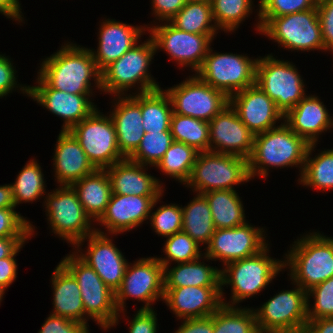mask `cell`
Masks as SVG:
<instances>
[{
  "mask_svg": "<svg viewBox=\"0 0 333 333\" xmlns=\"http://www.w3.org/2000/svg\"><path fill=\"white\" fill-rule=\"evenodd\" d=\"M141 113L144 132H170L172 102L163 89L141 93Z\"/></svg>",
  "mask_w": 333,
  "mask_h": 333,
  "instance_id": "cell-34",
  "label": "cell"
},
{
  "mask_svg": "<svg viewBox=\"0 0 333 333\" xmlns=\"http://www.w3.org/2000/svg\"><path fill=\"white\" fill-rule=\"evenodd\" d=\"M56 143L53 165L59 185L71 186L96 170L70 131L61 130Z\"/></svg>",
  "mask_w": 333,
  "mask_h": 333,
  "instance_id": "cell-26",
  "label": "cell"
},
{
  "mask_svg": "<svg viewBox=\"0 0 333 333\" xmlns=\"http://www.w3.org/2000/svg\"><path fill=\"white\" fill-rule=\"evenodd\" d=\"M256 84L283 115L306 96L305 84L296 66L287 60H278L272 54L258 58Z\"/></svg>",
  "mask_w": 333,
  "mask_h": 333,
  "instance_id": "cell-11",
  "label": "cell"
},
{
  "mask_svg": "<svg viewBox=\"0 0 333 333\" xmlns=\"http://www.w3.org/2000/svg\"><path fill=\"white\" fill-rule=\"evenodd\" d=\"M182 232L188 234L199 245L209 244L215 226L204 194L197 193L187 206L182 207Z\"/></svg>",
  "mask_w": 333,
  "mask_h": 333,
  "instance_id": "cell-32",
  "label": "cell"
},
{
  "mask_svg": "<svg viewBox=\"0 0 333 333\" xmlns=\"http://www.w3.org/2000/svg\"><path fill=\"white\" fill-rule=\"evenodd\" d=\"M213 329V333H259L254 309L238 306L222 305L214 312Z\"/></svg>",
  "mask_w": 333,
  "mask_h": 333,
  "instance_id": "cell-39",
  "label": "cell"
},
{
  "mask_svg": "<svg viewBox=\"0 0 333 333\" xmlns=\"http://www.w3.org/2000/svg\"><path fill=\"white\" fill-rule=\"evenodd\" d=\"M317 12L325 51L333 52V0H318Z\"/></svg>",
  "mask_w": 333,
  "mask_h": 333,
  "instance_id": "cell-49",
  "label": "cell"
},
{
  "mask_svg": "<svg viewBox=\"0 0 333 333\" xmlns=\"http://www.w3.org/2000/svg\"><path fill=\"white\" fill-rule=\"evenodd\" d=\"M256 27L260 34L286 49L325 51L317 9L279 17H259Z\"/></svg>",
  "mask_w": 333,
  "mask_h": 333,
  "instance_id": "cell-6",
  "label": "cell"
},
{
  "mask_svg": "<svg viewBox=\"0 0 333 333\" xmlns=\"http://www.w3.org/2000/svg\"><path fill=\"white\" fill-rule=\"evenodd\" d=\"M31 237L0 238V259L9 257L22 243Z\"/></svg>",
  "mask_w": 333,
  "mask_h": 333,
  "instance_id": "cell-56",
  "label": "cell"
},
{
  "mask_svg": "<svg viewBox=\"0 0 333 333\" xmlns=\"http://www.w3.org/2000/svg\"><path fill=\"white\" fill-rule=\"evenodd\" d=\"M38 76L50 87L71 94H93L91 80L101 88V71L90 48L70 42L44 59Z\"/></svg>",
  "mask_w": 333,
  "mask_h": 333,
  "instance_id": "cell-1",
  "label": "cell"
},
{
  "mask_svg": "<svg viewBox=\"0 0 333 333\" xmlns=\"http://www.w3.org/2000/svg\"><path fill=\"white\" fill-rule=\"evenodd\" d=\"M100 26L97 51L90 49L100 71L132 49L148 29L147 25L134 26L114 19L104 20Z\"/></svg>",
  "mask_w": 333,
  "mask_h": 333,
  "instance_id": "cell-24",
  "label": "cell"
},
{
  "mask_svg": "<svg viewBox=\"0 0 333 333\" xmlns=\"http://www.w3.org/2000/svg\"><path fill=\"white\" fill-rule=\"evenodd\" d=\"M193 261L177 263L176 266L164 267V289L188 286L221 287V269Z\"/></svg>",
  "mask_w": 333,
  "mask_h": 333,
  "instance_id": "cell-31",
  "label": "cell"
},
{
  "mask_svg": "<svg viewBox=\"0 0 333 333\" xmlns=\"http://www.w3.org/2000/svg\"><path fill=\"white\" fill-rule=\"evenodd\" d=\"M284 270L283 260L269 257L267 245L258 254L233 261L221 269V298L225 306L235 307L246 298L263 291L280 271ZM231 285V301L224 300L223 287ZM223 286V287H222ZM225 301V302H224ZM232 304H231V303Z\"/></svg>",
  "mask_w": 333,
  "mask_h": 333,
  "instance_id": "cell-4",
  "label": "cell"
},
{
  "mask_svg": "<svg viewBox=\"0 0 333 333\" xmlns=\"http://www.w3.org/2000/svg\"><path fill=\"white\" fill-rule=\"evenodd\" d=\"M60 263L74 276L80 287L85 316L94 319L105 331L118 324L120 313L115 305V292L104 284L95 270L75 251L67 254Z\"/></svg>",
  "mask_w": 333,
  "mask_h": 333,
  "instance_id": "cell-7",
  "label": "cell"
},
{
  "mask_svg": "<svg viewBox=\"0 0 333 333\" xmlns=\"http://www.w3.org/2000/svg\"><path fill=\"white\" fill-rule=\"evenodd\" d=\"M310 144L292 131L284 122L266 132L256 134L253 150L248 158L250 177H267L268 167L300 168L302 175Z\"/></svg>",
  "mask_w": 333,
  "mask_h": 333,
  "instance_id": "cell-2",
  "label": "cell"
},
{
  "mask_svg": "<svg viewBox=\"0 0 333 333\" xmlns=\"http://www.w3.org/2000/svg\"><path fill=\"white\" fill-rule=\"evenodd\" d=\"M331 128H333V117H331Z\"/></svg>",
  "mask_w": 333,
  "mask_h": 333,
  "instance_id": "cell-61",
  "label": "cell"
},
{
  "mask_svg": "<svg viewBox=\"0 0 333 333\" xmlns=\"http://www.w3.org/2000/svg\"><path fill=\"white\" fill-rule=\"evenodd\" d=\"M173 141L171 132H146L128 159L142 165L156 166Z\"/></svg>",
  "mask_w": 333,
  "mask_h": 333,
  "instance_id": "cell-42",
  "label": "cell"
},
{
  "mask_svg": "<svg viewBox=\"0 0 333 333\" xmlns=\"http://www.w3.org/2000/svg\"><path fill=\"white\" fill-rule=\"evenodd\" d=\"M4 293H5V289L0 286V303L3 299Z\"/></svg>",
  "mask_w": 333,
  "mask_h": 333,
  "instance_id": "cell-59",
  "label": "cell"
},
{
  "mask_svg": "<svg viewBox=\"0 0 333 333\" xmlns=\"http://www.w3.org/2000/svg\"><path fill=\"white\" fill-rule=\"evenodd\" d=\"M86 240L88 248L86 253H82L79 247ZM73 247L80 249L79 253L75 251L79 254L78 256L95 270L105 285L116 292L121 285L128 262L109 235L95 228L91 235L80 240Z\"/></svg>",
  "mask_w": 333,
  "mask_h": 333,
  "instance_id": "cell-18",
  "label": "cell"
},
{
  "mask_svg": "<svg viewBox=\"0 0 333 333\" xmlns=\"http://www.w3.org/2000/svg\"><path fill=\"white\" fill-rule=\"evenodd\" d=\"M229 104L254 135L275 128L277 120L284 119L276 103L257 84L231 95Z\"/></svg>",
  "mask_w": 333,
  "mask_h": 333,
  "instance_id": "cell-21",
  "label": "cell"
},
{
  "mask_svg": "<svg viewBox=\"0 0 333 333\" xmlns=\"http://www.w3.org/2000/svg\"><path fill=\"white\" fill-rule=\"evenodd\" d=\"M51 279L54 297L51 314L87 325L80 287L74 276L59 262Z\"/></svg>",
  "mask_w": 333,
  "mask_h": 333,
  "instance_id": "cell-29",
  "label": "cell"
},
{
  "mask_svg": "<svg viewBox=\"0 0 333 333\" xmlns=\"http://www.w3.org/2000/svg\"><path fill=\"white\" fill-rule=\"evenodd\" d=\"M19 0H0V13L15 21H23Z\"/></svg>",
  "mask_w": 333,
  "mask_h": 333,
  "instance_id": "cell-57",
  "label": "cell"
},
{
  "mask_svg": "<svg viewBox=\"0 0 333 333\" xmlns=\"http://www.w3.org/2000/svg\"><path fill=\"white\" fill-rule=\"evenodd\" d=\"M254 137L230 104L209 122L210 152L234 154L248 159L253 150Z\"/></svg>",
  "mask_w": 333,
  "mask_h": 333,
  "instance_id": "cell-20",
  "label": "cell"
},
{
  "mask_svg": "<svg viewBox=\"0 0 333 333\" xmlns=\"http://www.w3.org/2000/svg\"><path fill=\"white\" fill-rule=\"evenodd\" d=\"M69 131L96 169L111 167L125 159L119 151L112 118L102 114L98 108Z\"/></svg>",
  "mask_w": 333,
  "mask_h": 333,
  "instance_id": "cell-13",
  "label": "cell"
},
{
  "mask_svg": "<svg viewBox=\"0 0 333 333\" xmlns=\"http://www.w3.org/2000/svg\"><path fill=\"white\" fill-rule=\"evenodd\" d=\"M114 100L116 101L114 109L109 115L115 126L119 151L128 158L137 149L145 134L142 124L141 93L118 95L117 100L115 98Z\"/></svg>",
  "mask_w": 333,
  "mask_h": 333,
  "instance_id": "cell-25",
  "label": "cell"
},
{
  "mask_svg": "<svg viewBox=\"0 0 333 333\" xmlns=\"http://www.w3.org/2000/svg\"><path fill=\"white\" fill-rule=\"evenodd\" d=\"M213 314L203 318L183 319L175 333H213Z\"/></svg>",
  "mask_w": 333,
  "mask_h": 333,
  "instance_id": "cell-54",
  "label": "cell"
},
{
  "mask_svg": "<svg viewBox=\"0 0 333 333\" xmlns=\"http://www.w3.org/2000/svg\"><path fill=\"white\" fill-rule=\"evenodd\" d=\"M37 77L38 85L32 87L20 85L19 88L23 94H27L53 114L62 117L64 119L62 130L69 131L96 109V105L89 99L92 94L59 91L50 88L39 76Z\"/></svg>",
  "mask_w": 333,
  "mask_h": 333,
  "instance_id": "cell-19",
  "label": "cell"
},
{
  "mask_svg": "<svg viewBox=\"0 0 333 333\" xmlns=\"http://www.w3.org/2000/svg\"><path fill=\"white\" fill-rule=\"evenodd\" d=\"M71 186L76 191L85 213L93 222L97 221L104 213L112 195L106 170L96 169Z\"/></svg>",
  "mask_w": 333,
  "mask_h": 333,
  "instance_id": "cell-30",
  "label": "cell"
},
{
  "mask_svg": "<svg viewBox=\"0 0 333 333\" xmlns=\"http://www.w3.org/2000/svg\"><path fill=\"white\" fill-rule=\"evenodd\" d=\"M163 297L164 267L157 257L139 258L134 264H127L121 285L115 292V305L119 313L125 310L127 298L144 302L140 309H153V302L159 298L163 300Z\"/></svg>",
  "mask_w": 333,
  "mask_h": 333,
  "instance_id": "cell-14",
  "label": "cell"
},
{
  "mask_svg": "<svg viewBox=\"0 0 333 333\" xmlns=\"http://www.w3.org/2000/svg\"><path fill=\"white\" fill-rule=\"evenodd\" d=\"M218 29L233 32L252 13V0H210Z\"/></svg>",
  "mask_w": 333,
  "mask_h": 333,
  "instance_id": "cell-41",
  "label": "cell"
},
{
  "mask_svg": "<svg viewBox=\"0 0 333 333\" xmlns=\"http://www.w3.org/2000/svg\"><path fill=\"white\" fill-rule=\"evenodd\" d=\"M318 0H260L259 17H279L310 9H317Z\"/></svg>",
  "mask_w": 333,
  "mask_h": 333,
  "instance_id": "cell-46",
  "label": "cell"
},
{
  "mask_svg": "<svg viewBox=\"0 0 333 333\" xmlns=\"http://www.w3.org/2000/svg\"><path fill=\"white\" fill-rule=\"evenodd\" d=\"M169 22L181 31L194 34H217L219 30L213 18L210 1L186 2Z\"/></svg>",
  "mask_w": 333,
  "mask_h": 333,
  "instance_id": "cell-35",
  "label": "cell"
},
{
  "mask_svg": "<svg viewBox=\"0 0 333 333\" xmlns=\"http://www.w3.org/2000/svg\"><path fill=\"white\" fill-rule=\"evenodd\" d=\"M11 59L0 54V98L12 93L14 88H18L19 84L16 81V70Z\"/></svg>",
  "mask_w": 333,
  "mask_h": 333,
  "instance_id": "cell-51",
  "label": "cell"
},
{
  "mask_svg": "<svg viewBox=\"0 0 333 333\" xmlns=\"http://www.w3.org/2000/svg\"><path fill=\"white\" fill-rule=\"evenodd\" d=\"M15 207L22 202H32L46 194V184L41 166L35 159L28 163L19 172L15 183L11 184Z\"/></svg>",
  "mask_w": 333,
  "mask_h": 333,
  "instance_id": "cell-40",
  "label": "cell"
},
{
  "mask_svg": "<svg viewBox=\"0 0 333 333\" xmlns=\"http://www.w3.org/2000/svg\"><path fill=\"white\" fill-rule=\"evenodd\" d=\"M166 238L167 240L163 247V252L166 256L163 259L157 257V260L163 267H170L169 264L172 261H176V264L204 258V254H202L199 248L201 245L194 241L188 234L181 231Z\"/></svg>",
  "mask_w": 333,
  "mask_h": 333,
  "instance_id": "cell-43",
  "label": "cell"
},
{
  "mask_svg": "<svg viewBox=\"0 0 333 333\" xmlns=\"http://www.w3.org/2000/svg\"><path fill=\"white\" fill-rule=\"evenodd\" d=\"M294 285L254 309L259 333H303L308 321L307 291Z\"/></svg>",
  "mask_w": 333,
  "mask_h": 333,
  "instance_id": "cell-9",
  "label": "cell"
},
{
  "mask_svg": "<svg viewBox=\"0 0 333 333\" xmlns=\"http://www.w3.org/2000/svg\"><path fill=\"white\" fill-rule=\"evenodd\" d=\"M150 224L158 236L169 237L182 231V206L166 204L150 213Z\"/></svg>",
  "mask_w": 333,
  "mask_h": 333,
  "instance_id": "cell-44",
  "label": "cell"
},
{
  "mask_svg": "<svg viewBox=\"0 0 333 333\" xmlns=\"http://www.w3.org/2000/svg\"><path fill=\"white\" fill-rule=\"evenodd\" d=\"M35 227L15 208H0V238L31 237Z\"/></svg>",
  "mask_w": 333,
  "mask_h": 333,
  "instance_id": "cell-47",
  "label": "cell"
},
{
  "mask_svg": "<svg viewBox=\"0 0 333 333\" xmlns=\"http://www.w3.org/2000/svg\"><path fill=\"white\" fill-rule=\"evenodd\" d=\"M186 0H152V11L160 22H169L186 4Z\"/></svg>",
  "mask_w": 333,
  "mask_h": 333,
  "instance_id": "cell-52",
  "label": "cell"
},
{
  "mask_svg": "<svg viewBox=\"0 0 333 333\" xmlns=\"http://www.w3.org/2000/svg\"><path fill=\"white\" fill-rule=\"evenodd\" d=\"M309 234L294 241L283 260L292 283L305 291L333 277V238L319 232Z\"/></svg>",
  "mask_w": 333,
  "mask_h": 333,
  "instance_id": "cell-3",
  "label": "cell"
},
{
  "mask_svg": "<svg viewBox=\"0 0 333 333\" xmlns=\"http://www.w3.org/2000/svg\"><path fill=\"white\" fill-rule=\"evenodd\" d=\"M170 132L174 141L185 143L198 152L209 151V122L172 113Z\"/></svg>",
  "mask_w": 333,
  "mask_h": 333,
  "instance_id": "cell-38",
  "label": "cell"
},
{
  "mask_svg": "<svg viewBox=\"0 0 333 333\" xmlns=\"http://www.w3.org/2000/svg\"><path fill=\"white\" fill-rule=\"evenodd\" d=\"M251 180L248 159L234 154L199 152L187 186L204 194L212 190H234Z\"/></svg>",
  "mask_w": 333,
  "mask_h": 333,
  "instance_id": "cell-8",
  "label": "cell"
},
{
  "mask_svg": "<svg viewBox=\"0 0 333 333\" xmlns=\"http://www.w3.org/2000/svg\"><path fill=\"white\" fill-rule=\"evenodd\" d=\"M303 333H333V318L308 320Z\"/></svg>",
  "mask_w": 333,
  "mask_h": 333,
  "instance_id": "cell-55",
  "label": "cell"
},
{
  "mask_svg": "<svg viewBox=\"0 0 333 333\" xmlns=\"http://www.w3.org/2000/svg\"><path fill=\"white\" fill-rule=\"evenodd\" d=\"M317 144H310L302 175L298 179L303 186L327 191L333 189V148L310 157Z\"/></svg>",
  "mask_w": 333,
  "mask_h": 333,
  "instance_id": "cell-36",
  "label": "cell"
},
{
  "mask_svg": "<svg viewBox=\"0 0 333 333\" xmlns=\"http://www.w3.org/2000/svg\"><path fill=\"white\" fill-rule=\"evenodd\" d=\"M89 325L68 318L50 314L38 333H87Z\"/></svg>",
  "mask_w": 333,
  "mask_h": 333,
  "instance_id": "cell-48",
  "label": "cell"
},
{
  "mask_svg": "<svg viewBox=\"0 0 333 333\" xmlns=\"http://www.w3.org/2000/svg\"><path fill=\"white\" fill-rule=\"evenodd\" d=\"M257 59L244 54L213 53L209 48L196 75L228 97L256 84Z\"/></svg>",
  "mask_w": 333,
  "mask_h": 333,
  "instance_id": "cell-10",
  "label": "cell"
},
{
  "mask_svg": "<svg viewBox=\"0 0 333 333\" xmlns=\"http://www.w3.org/2000/svg\"><path fill=\"white\" fill-rule=\"evenodd\" d=\"M173 113L210 122L229 105V97L201 80L196 74L165 90Z\"/></svg>",
  "mask_w": 333,
  "mask_h": 333,
  "instance_id": "cell-15",
  "label": "cell"
},
{
  "mask_svg": "<svg viewBox=\"0 0 333 333\" xmlns=\"http://www.w3.org/2000/svg\"><path fill=\"white\" fill-rule=\"evenodd\" d=\"M52 192L46 195L44 202L48 223L54 234L75 246L95 231L91 227L92 220L85 213L72 186L59 185Z\"/></svg>",
  "mask_w": 333,
  "mask_h": 333,
  "instance_id": "cell-12",
  "label": "cell"
},
{
  "mask_svg": "<svg viewBox=\"0 0 333 333\" xmlns=\"http://www.w3.org/2000/svg\"><path fill=\"white\" fill-rule=\"evenodd\" d=\"M198 154L199 152L195 148L182 142L173 141L155 167L186 185Z\"/></svg>",
  "mask_w": 333,
  "mask_h": 333,
  "instance_id": "cell-37",
  "label": "cell"
},
{
  "mask_svg": "<svg viewBox=\"0 0 333 333\" xmlns=\"http://www.w3.org/2000/svg\"><path fill=\"white\" fill-rule=\"evenodd\" d=\"M0 208H16L11 184L0 185Z\"/></svg>",
  "mask_w": 333,
  "mask_h": 333,
  "instance_id": "cell-58",
  "label": "cell"
},
{
  "mask_svg": "<svg viewBox=\"0 0 333 333\" xmlns=\"http://www.w3.org/2000/svg\"><path fill=\"white\" fill-rule=\"evenodd\" d=\"M316 95L305 96L284 115V123L309 144H316L322 132L331 128V116Z\"/></svg>",
  "mask_w": 333,
  "mask_h": 333,
  "instance_id": "cell-27",
  "label": "cell"
},
{
  "mask_svg": "<svg viewBox=\"0 0 333 333\" xmlns=\"http://www.w3.org/2000/svg\"><path fill=\"white\" fill-rule=\"evenodd\" d=\"M22 243L9 257L0 259V286L5 290L15 281L17 277V263L15 256L23 247Z\"/></svg>",
  "mask_w": 333,
  "mask_h": 333,
  "instance_id": "cell-53",
  "label": "cell"
},
{
  "mask_svg": "<svg viewBox=\"0 0 333 333\" xmlns=\"http://www.w3.org/2000/svg\"><path fill=\"white\" fill-rule=\"evenodd\" d=\"M187 2H194V1H210V0H186Z\"/></svg>",
  "mask_w": 333,
  "mask_h": 333,
  "instance_id": "cell-60",
  "label": "cell"
},
{
  "mask_svg": "<svg viewBox=\"0 0 333 333\" xmlns=\"http://www.w3.org/2000/svg\"><path fill=\"white\" fill-rule=\"evenodd\" d=\"M162 301L178 319L211 316L223 305L221 287L184 286L164 289Z\"/></svg>",
  "mask_w": 333,
  "mask_h": 333,
  "instance_id": "cell-23",
  "label": "cell"
},
{
  "mask_svg": "<svg viewBox=\"0 0 333 333\" xmlns=\"http://www.w3.org/2000/svg\"><path fill=\"white\" fill-rule=\"evenodd\" d=\"M154 309H139L130 321L129 333H157Z\"/></svg>",
  "mask_w": 333,
  "mask_h": 333,
  "instance_id": "cell-50",
  "label": "cell"
},
{
  "mask_svg": "<svg viewBox=\"0 0 333 333\" xmlns=\"http://www.w3.org/2000/svg\"><path fill=\"white\" fill-rule=\"evenodd\" d=\"M161 197L112 193L104 213L96 222L105 226L109 234L129 232L149 220L152 209Z\"/></svg>",
  "mask_w": 333,
  "mask_h": 333,
  "instance_id": "cell-22",
  "label": "cell"
},
{
  "mask_svg": "<svg viewBox=\"0 0 333 333\" xmlns=\"http://www.w3.org/2000/svg\"><path fill=\"white\" fill-rule=\"evenodd\" d=\"M146 165L128 158L105 168L113 194L136 196H161L164 193L159 179L145 172Z\"/></svg>",
  "mask_w": 333,
  "mask_h": 333,
  "instance_id": "cell-28",
  "label": "cell"
},
{
  "mask_svg": "<svg viewBox=\"0 0 333 333\" xmlns=\"http://www.w3.org/2000/svg\"><path fill=\"white\" fill-rule=\"evenodd\" d=\"M156 52L155 44L150 36L142 44H136L101 71V91L117 97L126 95V91L136 85H138V93L160 89L161 87L148 71Z\"/></svg>",
  "mask_w": 333,
  "mask_h": 333,
  "instance_id": "cell-5",
  "label": "cell"
},
{
  "mask_svg": "<svg viewBox=\"0 0 333 333\" xmlns=\"http://www.w3.org/2000/svg\"><path fill=\"white\" fill-rule=\"evenodd\" d=\"M206 196L215 229L234 228L246 223L243 203L236 190H212Z\"/></svg>",
  "mask_w": 333,
  "mask_h": 333,
  "instance_id": "cell-33",
  "label": "cell"
},
{
  "mask_svg": "<svg viewBox=\"0 0 333 333\" xmlns=\"http://www.w3.org/2000/svg\"><path fill=\"white\" fill-rule=\"evenodd\" d=\"M310 296L314 297L311 308ZM307 314L308 320L333 318V277L307 291Z\"/></svg>",
  "mask_w": 333,
  "mask_h": 333,
  "instance_id": "cell-45",
  "label": "cell"
},
{
  "mask_svg": "<svg viewBox=\"0 0 333 333\" xmlns=\"http://www.w3.org/2000/svg\"><path fill=\"white\" fill-rule=\"evenodd\" d=\"M164 24V25H163ZM156 50L162 49L182 67L195 72L201 67L216 34H194L181 31L170 22L148 27Z\"/></svg>",
  "mask_w": 333,
  "mask_h": 333,
  "instance_id": "cell-16",
  "label": "cell"
},
{
  "mask_svg": "<svg viewBox=\"0 0 333 333\" xmlns=\"http://www.w3.org/2000/svg\"><path fill=\"white\" fill-rule=\"evenodd\" d=\"M263 228L248 222L227 229H215L205 247L204 259L221 260L225 265L258 254L267 245Z\"/></svg>",
  "mask_w": 333,
  "mask_h": 333,
  "instance_id": "cell-17",
  "label": "cell"
}]
</instances>
